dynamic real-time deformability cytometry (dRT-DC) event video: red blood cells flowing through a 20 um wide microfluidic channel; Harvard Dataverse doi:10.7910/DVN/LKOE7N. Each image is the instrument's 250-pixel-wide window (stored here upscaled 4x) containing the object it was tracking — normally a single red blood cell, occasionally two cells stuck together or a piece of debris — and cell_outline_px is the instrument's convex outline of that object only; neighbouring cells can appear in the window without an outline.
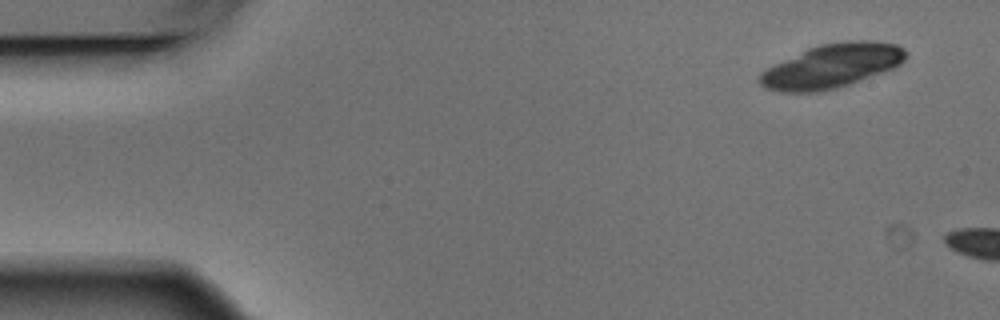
{"species": "Egyptian fruit bat (a non-hibernating species)", "species_latin": "Rousettus aegyptiacus", "temperature_condition": "warm", "stored_images_in_passage": 2, "camera_frame_rate_fps": 3000, "um_per_image_px": 0.085, "animal": {"sex": "male"}, "frame": {"image": 1, "passage_image": 1, "time_ms": 0.0, "image_size_px": [1000, 320], "cell_outline_px": [[908, 56], [900, 64], [884, 72], [836, 88], [820, 92], [780, 92], [764, 88], [760, 84], [760, 72], [808, 48], [820, 44], [848, 40], [872, 40], [896, 44], [904, 48], [908, 52]], "centroid_in_image_um": [70.74, 5.6], "position_along_channel_um": 14.3, "area_um2": 37.34}}